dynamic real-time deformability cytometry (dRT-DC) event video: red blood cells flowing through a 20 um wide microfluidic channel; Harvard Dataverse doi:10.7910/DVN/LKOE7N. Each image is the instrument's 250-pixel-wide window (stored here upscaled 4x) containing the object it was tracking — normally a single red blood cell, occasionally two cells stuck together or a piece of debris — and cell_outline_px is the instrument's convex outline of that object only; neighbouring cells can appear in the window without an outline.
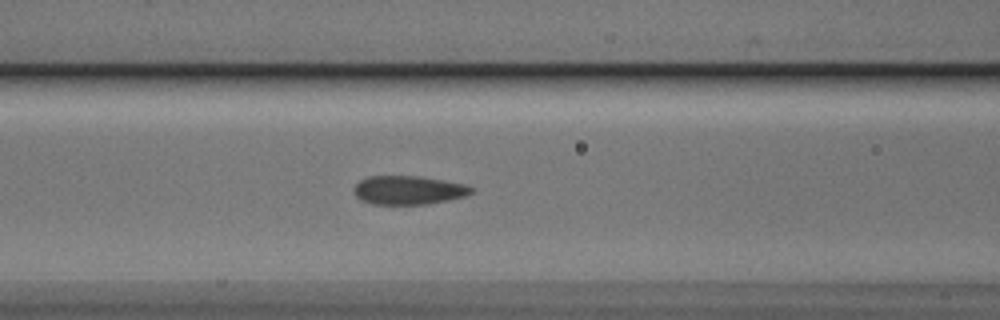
{"species": "Egyptian fruit bat (a non-hibernating species)", "species_latin": "Rousettus aegyptiacus", "temperature_condition": "cold", "stored_images_in_passage": 39, "camera_frame_rate_fps": 3000, "um_per_image_px": 0.085, "animal": {"sex": "male"}, "frame": {"image": 1, "passage_image": 9, "time_ms": 2.667, "image_size_px": [1000, 320], "cell_outline_px": [[476, 188], [472, 192], [464, 196], [448, 200], [424, 204], [372, 204], [360, 200], [356, 196], [356, 184], [360, 180], [368, 176], [420, 176], [444, 180], [464, 184]], "centroid_in_image_um": [34.74, 16.15], "position_along_channel_um": 131.9, "area_um2": 19.54}}
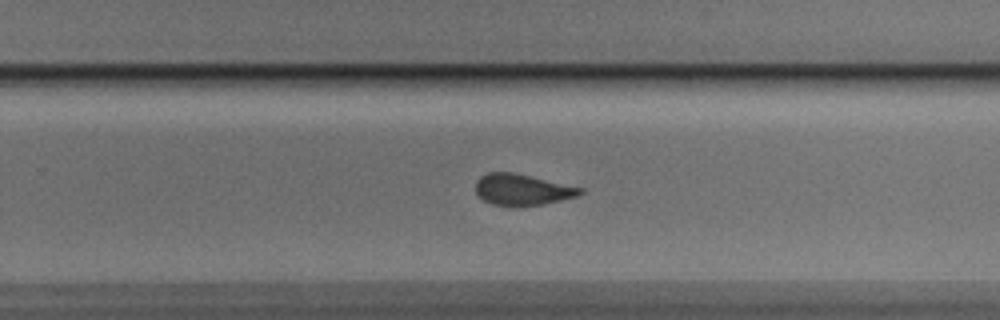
{"frame": {"image": 2, "passage_image": 21, "time_ms": 6.667, "image_size_px": [1000, 320], "cell_outline_px": [[584, 192], [580, 196], [544, 204], [512, 208], [492, 204], [484, 200], [476, 192], [476, 180], [480, 176], [488, 172], [512, 172], [532, 176], [584, 188]], "centroid_in_image_um": [44.41, 16.14], "position_along_channel_um": 285.4, "area_um2": 19.48}}
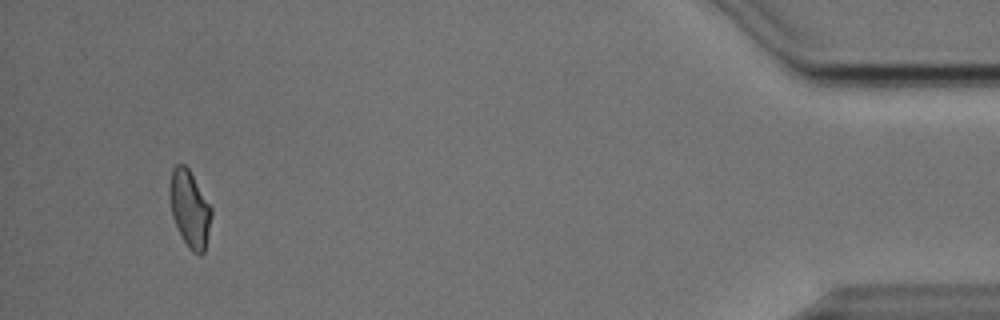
{"frame": {"image": 3, "passage_image": 37, "time_ms": 12.0, "image_size_px": [1000, 320], "cell_outline_px": [[212, 216], [204, 252], [200, 256], [192, 252], [188, 248], [172, 216], [168, 196], [168, 188], [172, 168], [176, 164], [184, 164], [188, 168], [212, 208]], "centroid_in_image_um": [16.11, 17.73], "position_along_channel_um": 419.1, "area_um2": 18.73}}